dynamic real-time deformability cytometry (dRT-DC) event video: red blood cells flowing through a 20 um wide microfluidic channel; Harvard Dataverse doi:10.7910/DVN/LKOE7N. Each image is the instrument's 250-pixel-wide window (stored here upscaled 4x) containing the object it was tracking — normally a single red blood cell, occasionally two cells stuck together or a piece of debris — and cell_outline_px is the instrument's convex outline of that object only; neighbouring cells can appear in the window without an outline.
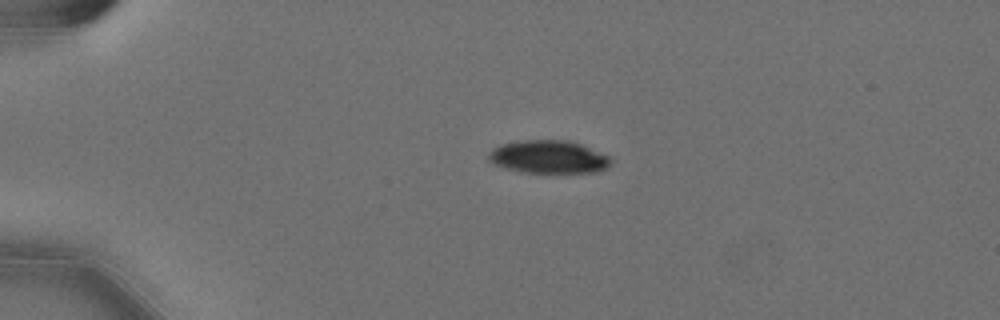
{"species": "Egyptian fruit bat (a non-hibernating species)", "species_latin": "Rousettus aegyptiacus", "temperature_condition": "cold", "stored_images_in_passage": 45, "camera_frame_rate_fps": 3000, "um_per_image_px": 0.085, "animal": {"sex": "female"}, "frame": {"image": 1, "passage_image": 1, "time_ms": 0.0, "image_size_px": [1000, 320], "cell_outline_px": [[612, 160], [608, 168], [596, 172], [520, 172], [496, 164], [488, 160], [488, 152], [492, 148], [500, 144], [520, 140], [568, 140], [580, 144], [608, 156]], "centroid_in_image_um": [46.61, 13.33], "position_along_channel_um": 38.4, "area_um2": 23.35}}
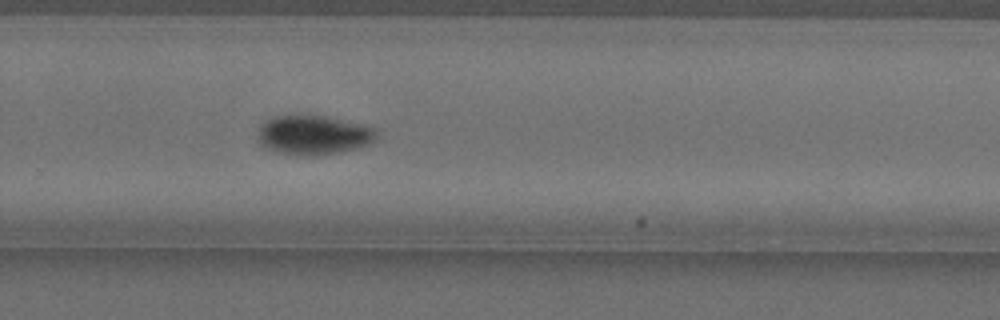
{"frame": {"image": 2, "passage_image": 27, "time_ms": 8.667, "image_size_px": [1000, 320], "cell_outline_px": [[376, 140], [368, 144], [356, 148], [320, 156], [300, 156], [280, 152], [268, 148], [260, 144], [260, 128], [268, 120], [276, 116], [300, 112], [324, 116], [372, 128], [376, 132]], "centroid_in_image_um": [26.62, 11.46], "position_along_channel_um": 303.2, "area_um2": 27.05}}
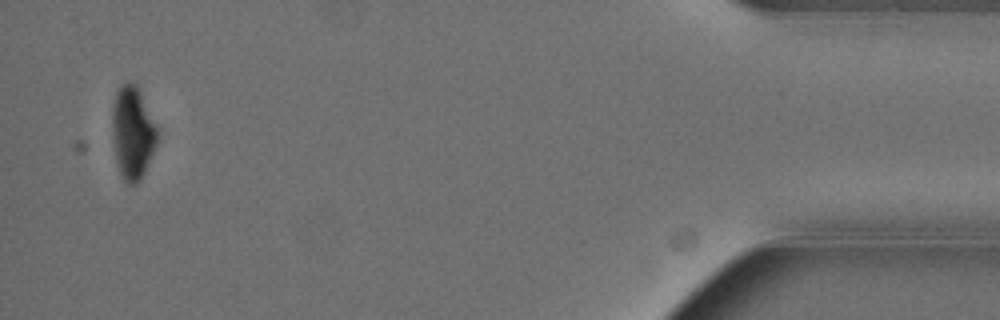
{"frame": {"image": 3, "passage_image": 43, "time_ms": 14.0, "image_size_px": [1000, 320], "cell_outline_px": [[160, 136], [144, 172], [140, 180], [136, 184], [128, 184], [124, 180], [120, 172], [116, 160], [112, 132], [112, 104], [116, 92], [120, 84], [128, 80], [136, 84], [160, 132]], "centroid_in_image_um": [11.28, 11.24], "position_along_channel_um": 423.9, "area_um2": 24.57}, "authors_computed_cell_mechanics": {"area_um2": 27.3972, "velocity_mm_per_s": 3.5902, "shape_relaxation_time_tau1_ms": 3.2367, "shape_relaxation_time_tau2_ms": null, "deformation_change_tau1": 0.1181, "deformation_change_tau2": null}}